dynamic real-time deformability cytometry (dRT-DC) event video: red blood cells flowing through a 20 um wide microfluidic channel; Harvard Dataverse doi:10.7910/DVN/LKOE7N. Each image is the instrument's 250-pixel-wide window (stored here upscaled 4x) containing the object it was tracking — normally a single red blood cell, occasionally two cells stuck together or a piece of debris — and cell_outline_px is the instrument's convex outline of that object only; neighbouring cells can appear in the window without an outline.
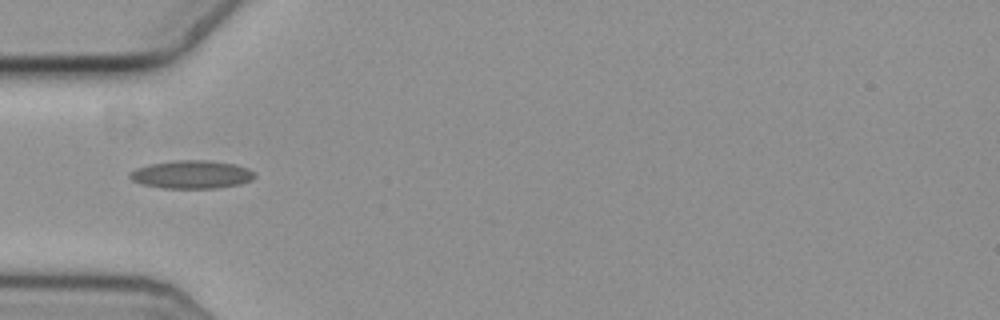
{"species": "common noctule bat (a hibernating species)", "species_latin": "Nyctalus noctula", "temperature_condition": "cold", "stored_images_in_passage": 27, "camera_frame_rate_fps": 3000, "um_per_image_px": 0.085, "animal": {"sex": "female", "body_mass_g": 19.3, "forearm_length_mm": 54.1}, "frame": {"image": 1, "passage_image": 1, "time_ms": 0.0, "image_size_px": [1000, 320], "cell_outline_px": [[256, 176], [252, 180], [240, 184], [216, 188], [160, 188], [140, 184], [132, 180], [128, 176], [128, 172], [136, 168], [148, 164], [172, 160], [208, 160], [232, 164], [248, 168]], "centroid_in_image_um": [16.23, 14.83], "position_along_channel_um": 68.8, "area_um2": 20.63}}
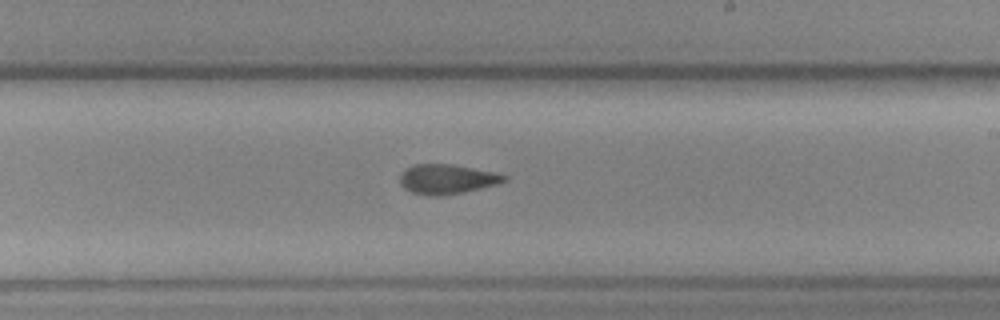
{"frame": {"image": 2, "passage_image": 16, "time_ms": 5.0, "image_size_px": [1000, 320], "cell_outline_px": [[508, 180], [496, 184], [464, 192], [440, 196], [428, 196], [412, 192], [404, 188], [400, 184], [400, 172], [404, 168], [412, 164], [452, 164], [492, 172], [508, 176]], "centroid_in_image_um": [37.93, 15.22], "position_along_channel_um": 251.1, "area_um2": 18.09}}
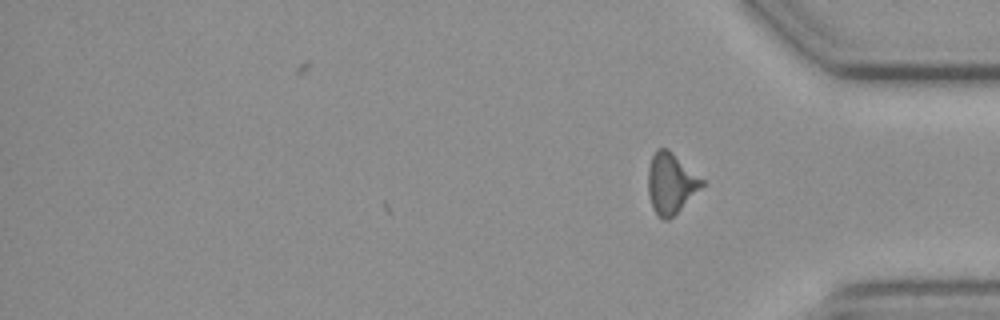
{"frame": {"image": 3, "passage_image": 27, "time_ms": 8.667, "image_size_px": [1000, 320], "cell_outline_px": [[704, 184], [668, 220], [660, 220], [656, 216], [652, 208], [648, 196], [648, 168], [652, 156], [656, 148], [668, 148], [704, 180]], "centroid_in_image_um": [56.97, 15.57], "position_along_channel_um": 378.2, "area_um2": 18.96}, "authors_computed_cell_mechanics": {"area_um2": 18.0914, "velocity_mm_per_s": 3.6469, "shape_relaxation_time_tau1_ms": null, "shape_relaxation_time_tau2_ms": 6.1482, "deformation_change_tau1": null, "deformation_change_tau2": 0.1308}}